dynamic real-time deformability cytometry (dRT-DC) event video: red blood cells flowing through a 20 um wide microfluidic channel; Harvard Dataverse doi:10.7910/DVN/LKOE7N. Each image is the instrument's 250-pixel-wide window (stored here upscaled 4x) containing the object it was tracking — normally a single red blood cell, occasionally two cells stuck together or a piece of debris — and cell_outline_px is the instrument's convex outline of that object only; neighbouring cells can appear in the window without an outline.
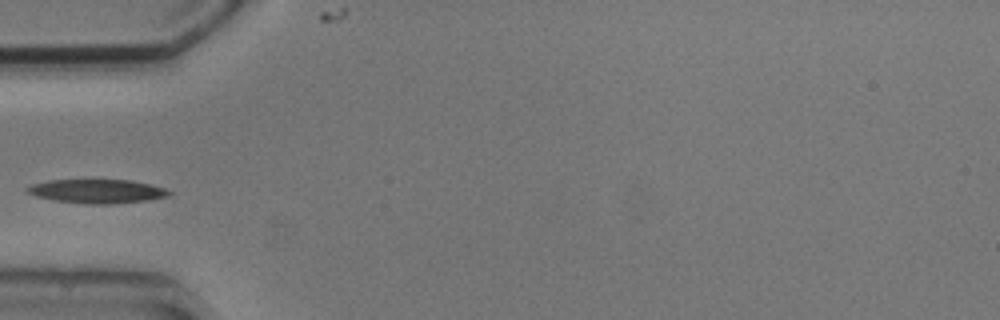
{"species": "common noctule bat (a hibernating species)", "species_latin": "Nyctalus noctula", "temperature_condition": "cold", "stored_images_in_passage": 1, "camera_frame_rate_fps": 3000, "um_per_image_px": 0.085, "animal": {"sex": "male", "body_mass_g": 20.5, "forearm_length_mm": 52.5}, "frame": {"image": 1, "passage_image": 1, "time_ms": 0.0, "image_size_px": [1000, 320], "cell_outline_px": [[172, 192], [168, 196], [148, 200], [112, 204], [88, 204], [56, 200], [36, 196], [28, 192], [24, 188], [32, 184], [48, 180], [132, 180], [152, 184], [164, 188]], "centroid_in_image_um": [8.27, 16.25], "position_along_channel_um": 76.7, "area_um2": 19.71}}